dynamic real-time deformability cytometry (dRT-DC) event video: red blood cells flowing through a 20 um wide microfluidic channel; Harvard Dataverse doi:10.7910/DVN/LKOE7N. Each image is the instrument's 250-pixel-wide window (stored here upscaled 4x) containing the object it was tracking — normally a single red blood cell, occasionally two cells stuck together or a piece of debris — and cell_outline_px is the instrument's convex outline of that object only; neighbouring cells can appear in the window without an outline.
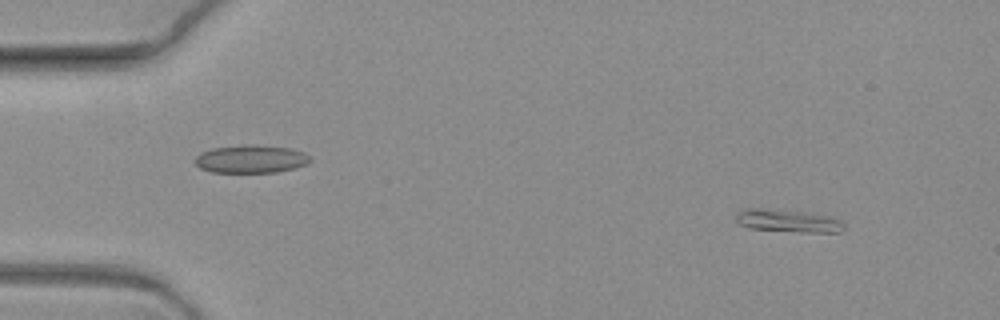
{"species": "common noctule bat (a hibernating species)", "species_latin": "Nyctalus noctula", "temperature_condition": "warm", "stored_images_in_passage": 5, "camera_frame_rate_fps": 3000, "um_per_image_px": 0.085, "animal": {"sex": "female", "body_mass_g": 19.3, "forearm_length_mm": 54.1}, "frame": {"image": 1, "passage_image": 1, "time_ms": 0.0, "image_size_px": [1000, 320], "cell_outline_px": [[844, 228], [840, 232], [800, 232], [748, 228], [740, 224], [736, 220], [736, 212], [740, 208], [760, 208], [808, 212], [836, 216], [844, 224]], "centroid_in_image_um": [66.99, 18.75], "position_along_channel_um": 18.0, "area_um2": 14.62}}
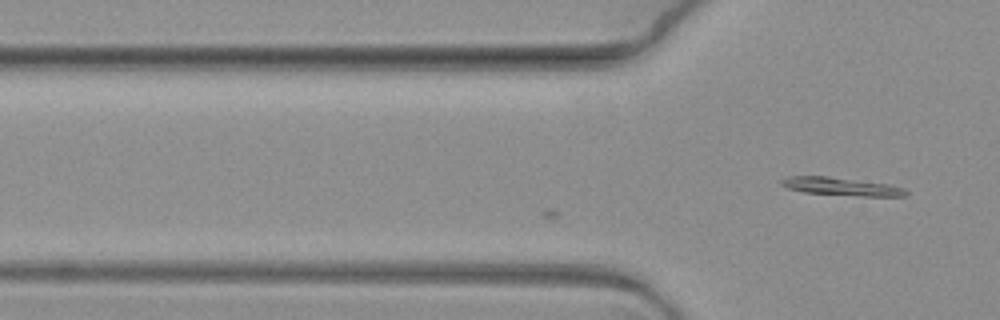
{"frame": {"image": 2, "passage_image": 5, "time_ms": 1.333, "image_size_px": [1000, 320], "cell_outline_px": [[908, 192], [904, 196], [864, 196], [804, 192], [788, 188], [780, 184], [780, 180], [788, 176], [828, 176], [888, 184], [904, 188]], "centroid_in_image_um": [71.49, 15.84], "position_along_channel_um": 54.3, "area_um2": 12.89}}